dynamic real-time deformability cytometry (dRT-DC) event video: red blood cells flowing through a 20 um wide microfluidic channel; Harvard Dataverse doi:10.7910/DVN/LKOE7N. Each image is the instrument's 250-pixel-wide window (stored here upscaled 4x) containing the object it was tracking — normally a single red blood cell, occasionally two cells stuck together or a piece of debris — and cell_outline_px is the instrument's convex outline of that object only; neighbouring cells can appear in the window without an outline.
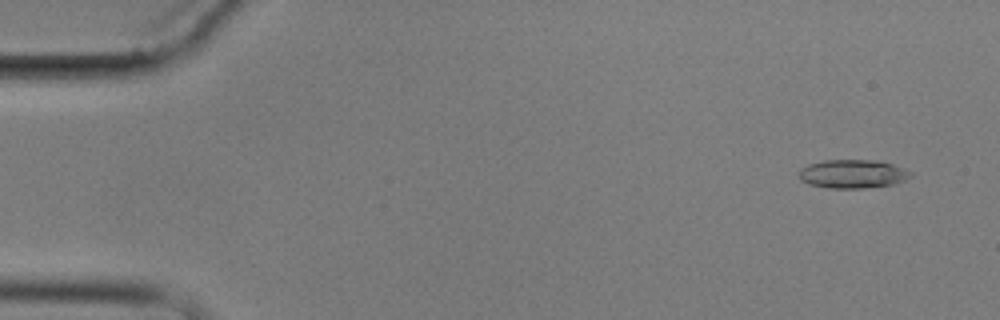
{"species": "common noctule bat (a hibernating species)", "species_latin": "Nyctalus noctula", "temperature_condition": "cold", "stored_images_in_passage": 6, "camera_frame_rate_fps": 3000, "um_per_image_px": 0.085, "animal": {"sex": "male", "body_mass_g": 17.9}, "frame": {"image": 1, "passage_image": 2, "time_ms": 1.0, "image_size_px": [1000, 320], "cell_outline_px": [[912, 176], [896, 184], [864, 188], [828, 188], [808, 184], [800, 180], [800, 168], [808, 164], [824, 160], [876, 160], [892, 164], [904, 168], [912, 172]], "centroid_in_image_um": [72.49, 14.78], "position_along_channel_um": 12.5, "area_um2": 18.73}}
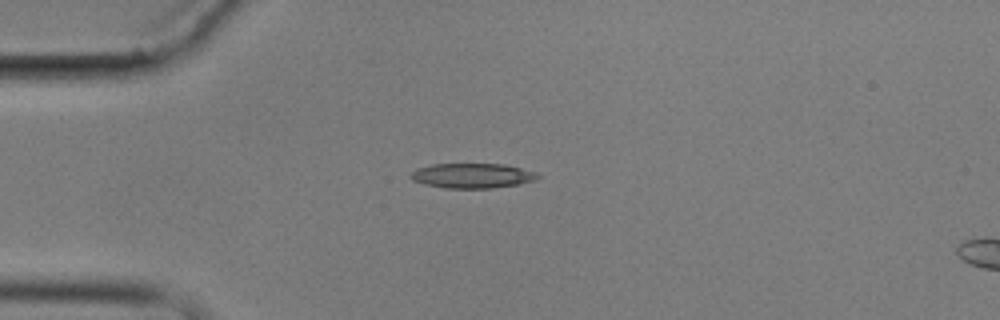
{"frame": {"image": 2, "passage_image": 5, "time_ms": 4.667, "image_size_px": [1000, 320], "cell_outline_px": [[540, 176], [536, 180], [520, 184], [492, 188], [444, 188], [424, 184], [412, 180], [408, 176], [416, 168], [432, 164], [504, 164], [536, 172]], "centroid_in_image_um": [40.13, 14.93], "position_along_channel_um": 44.9, "area_um2": 18.5}}